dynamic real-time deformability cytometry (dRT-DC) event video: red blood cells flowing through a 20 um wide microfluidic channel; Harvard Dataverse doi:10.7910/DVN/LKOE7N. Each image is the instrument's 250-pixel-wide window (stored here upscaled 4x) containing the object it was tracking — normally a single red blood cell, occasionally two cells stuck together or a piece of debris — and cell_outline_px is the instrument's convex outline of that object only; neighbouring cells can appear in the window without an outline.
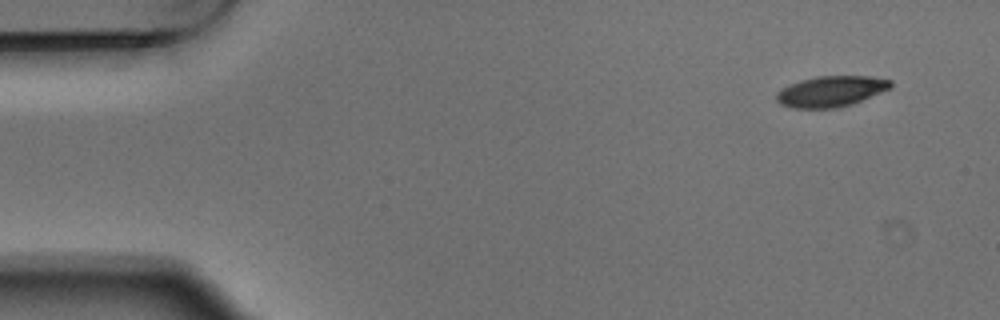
{"species": "Egyptian fruit bat (a non-hibernating species)", "species_latin": "Rousettus aegyptiacus", "temperature_condition": "warm", "stored_images_in_passage": 5, "camera_frame_rate_fps": 3000, "um_per_image_px": 0.085, "animal": {"sex": "male"}, "frame": {"image": 1, "passage_image": 1, "time_ms": 0.0, "image_size_px": [1000, 320], "cell_outline_px": [[892, 88], [852, 104], [836, 108], [792, 108], [780, 104], [776, 100], [776, 92], [800, 80], [816, 76], [872, 76], [892, 80]], "centroid_in_image_um": [70.66, 7.76], "position_along_channel_um": 14.3, "area_um2": 20.52}}
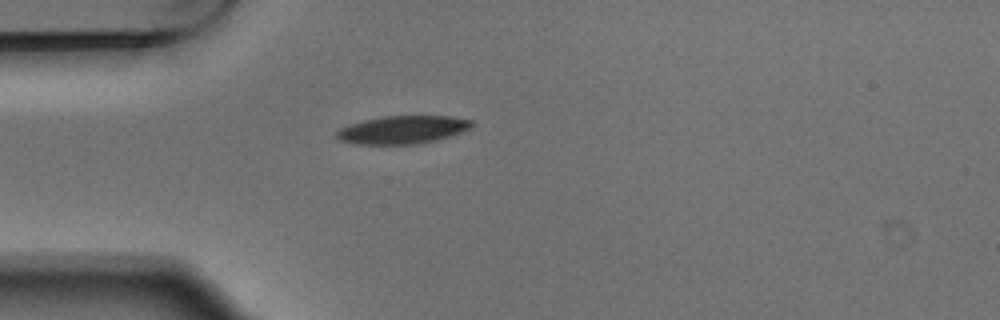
{"frame": {"image": 2, "passage_image": 4, "time_ms": 1.0, "image_size_px": [1000, 320], "cell_outline_px": [[476, 124], [472, 128], [464, 132], [436, 140], [416, 144], [356, 144], [340, 140], [336, 136], [336, 132], [340, 128], [364, 120], [384, 116], [452, 116], [472, 120]], "centroid_in_image_um": [34.3, 11.02], "position_along_channel_um": 50.7, "area_um2": 22.14}}